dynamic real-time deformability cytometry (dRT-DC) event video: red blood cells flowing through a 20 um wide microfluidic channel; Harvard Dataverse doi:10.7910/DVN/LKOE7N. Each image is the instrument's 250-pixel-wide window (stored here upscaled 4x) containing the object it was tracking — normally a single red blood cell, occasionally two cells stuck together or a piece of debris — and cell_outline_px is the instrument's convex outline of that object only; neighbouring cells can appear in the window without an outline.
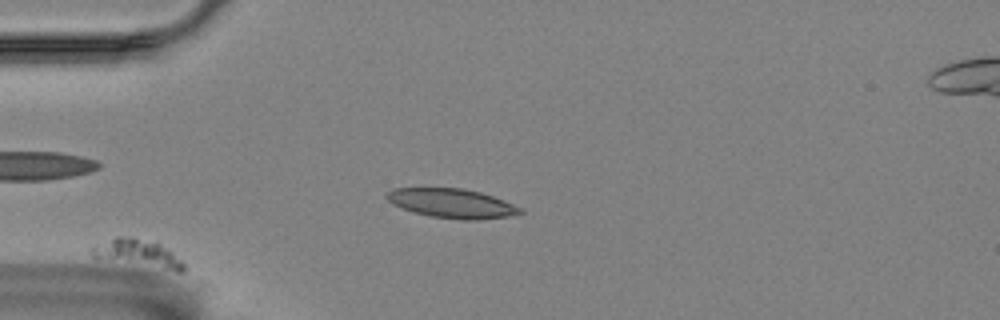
{"species": "Egyptian fruit bat (a non-hibernating species)", "species_latin": "Rousettus aegyptiacus", "temperature_condition": "room temperature", "stored_images_in_passage": 43, "camera_frame_rate_fps": 3000, "um_per_image_px": 0.085, "animal": {"sex": "female"}, "frame": {"image": 1, "passage_image": 1, "time_ms": 0.0, "image_size_px": [1000, 320], "cell_outline_px": [[184, 272], [176, 272], [92, 256], [88, 252], [88, 248], [92, 244], [116, 236], [128, 236], [160, 244], [172, 252], [184, 264]], "centroid_in_image_um": [11.64, 21.52], "position_along_channel_um": 73.4, "area_um2": 14.74}}
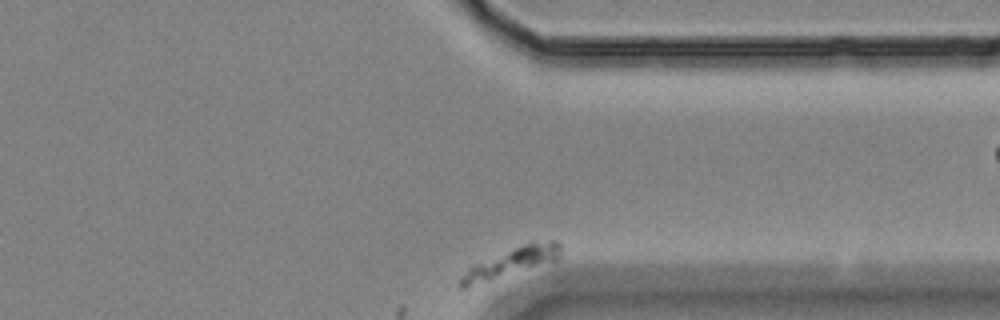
{"frame": {"image": 2, "passage_image": 43, "time_ms": 14.0, "image_size_px": [1000, 320], "cell_outline_px": [[560, 260], [464, 288], [460, 288], [456, 284], [460, 276], [472, 264], [524, 244], [552, 240], [556, 240], [560, 244]], "centroid_in_image_um": [43.43, 22.33], "position_along_channel_um": 368.0, "area_um2": 16.82}}